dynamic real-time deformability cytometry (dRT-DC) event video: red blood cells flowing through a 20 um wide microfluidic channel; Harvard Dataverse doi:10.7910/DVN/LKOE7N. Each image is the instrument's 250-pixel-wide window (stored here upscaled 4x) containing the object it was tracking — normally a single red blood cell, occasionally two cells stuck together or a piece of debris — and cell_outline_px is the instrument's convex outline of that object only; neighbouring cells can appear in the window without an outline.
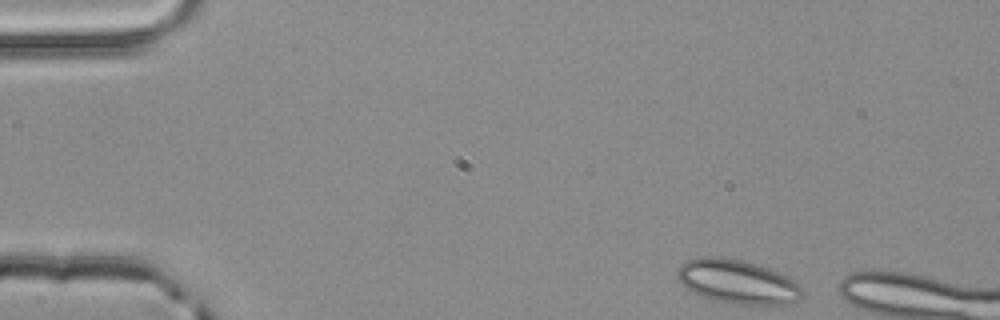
{"species": "common noctule bat (a hibernating species)", "species_latin": "Nyctalus noctula", "temperature_condition": "room temperature", "stored_images_in_passage": 4, "camera_frame_rate_fps": 3000, "um_per_image_px": 0.085, "animal": {"sex": "male", "body_mass_g": 20.4}, "frame": {"image": 1, "passage_image": 1, "time_ms": 0.0, "image_size_px": [1000, 320], "cell_outline_px": [[804, 296], [800, 300], [788, 304], [736, 304], [708, 300], [688, 288], [676, 280], [676, 268], [680, 264], [688, 260], [700, 256], [720, 256], [744, 260], [768, 268], [788, 276], [804, 292]], "centroid_in_image_um": [62.64, 23.94], "position_along_channel_um": 22.4, "area_um2": 32.37}}